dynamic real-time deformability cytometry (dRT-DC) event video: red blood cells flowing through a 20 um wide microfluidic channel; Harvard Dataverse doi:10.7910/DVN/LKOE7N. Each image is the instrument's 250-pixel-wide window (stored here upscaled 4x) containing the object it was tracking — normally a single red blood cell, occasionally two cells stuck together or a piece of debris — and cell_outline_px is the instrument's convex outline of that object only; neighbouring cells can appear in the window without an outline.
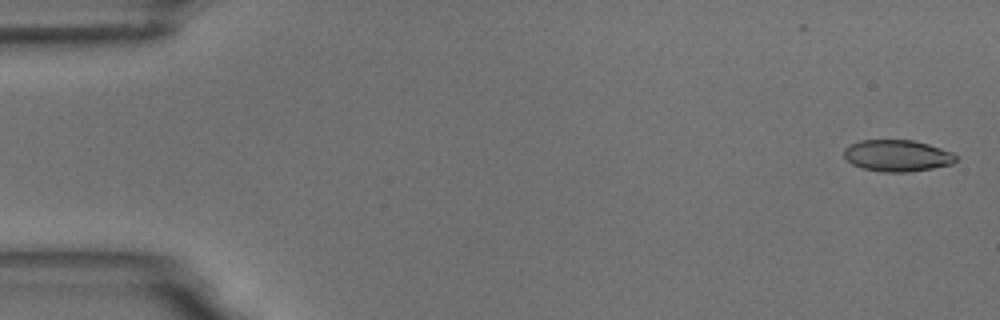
{"species": "common noctule bat (a hibernating species)", "species_latin": "Nyctalus noctula", "temperature_condition": "room temperature", "stored_images_in_passage": 55, "camera_frame_rate_fps": 3000, "um_per_image_px": 0.085, "animal": {"sex": "male", "body_mass_g": 18.8}, "frame": {"image": 1, "passage_image": 2, "time_ms": 0.333, "image_size_px": [1000, 320], "cell_outline_px": [[956, 160], [952, 164], [932, 168], [908, 172], [884, 172], [864, 168], [852, 164], [844, 156], [844, 148], [860, 140], [912, 140], [928, 144], [952, 152], [956, 156]], "centroid_in_image_um": [76.27, 13.23], "position_along_channel_um": 8.7, "area_um2": 20.4}}
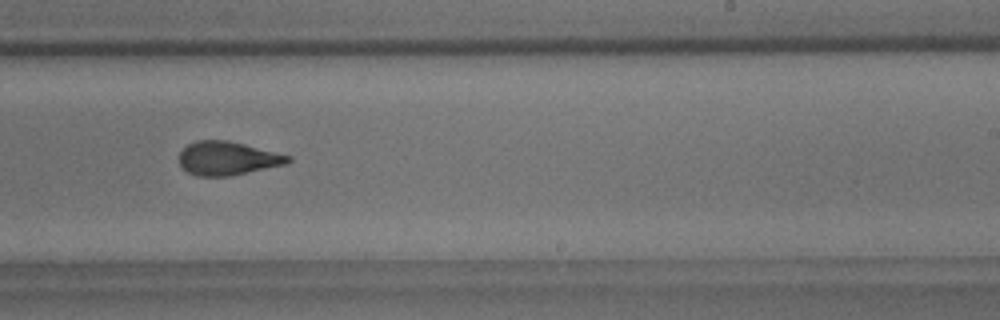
{"frame": {"image": 2, "passage_image": 36, "time_ms": 11.667, "image_size_px": [1000, 320], "cell_outline_px": [[292, 160], [288, 164], [228, 176], [196, 176], [188, 172], [180, 164], [180, 152], [188, 144], [196, 140], [228, 140], [292, 156]], "centroid_in_image_um": [19.36, 13.45], "position_along_channel_um": 269.6, "area_um2": 21.27}}
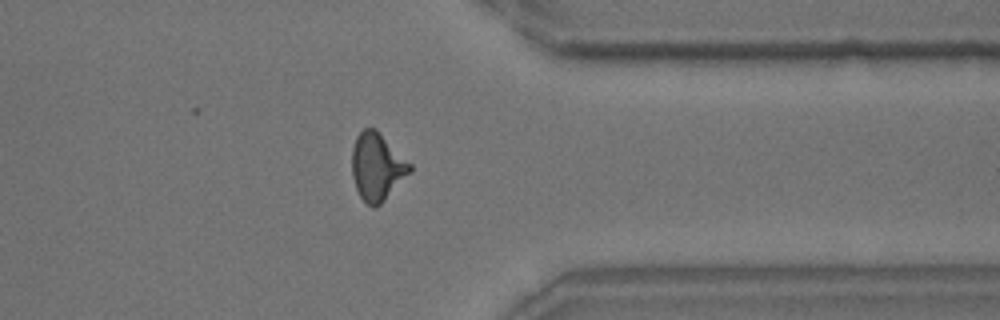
{"frame": {"image": 3, "passage_image": 46, "time_ms": 15.0, "image_size_px": [1000, 320], "cell_outline_px": [[412, 172], [380, 204], [372, 208], [360, 196], [356, 188], [352, 176], [352, 148], [356, 136], [364, 128], [376, 128], [412, 164]], "centroid_in_image_um": [32.06, 14.15], "position_along_channel_um": 379.3, "area_um2": 22.89}, "authors_computed_cell_mechanics": {"area_um2": 21.675, "velocity_mm_per_s": 3.5038, "shape_relaxation_time_tau1_ms": 6.7296, "shape_relaxation_time_tau2_ms": 1.772, "deformation_change_tau1": 0.1924, "deformation_change_tau2": 0.0961}}